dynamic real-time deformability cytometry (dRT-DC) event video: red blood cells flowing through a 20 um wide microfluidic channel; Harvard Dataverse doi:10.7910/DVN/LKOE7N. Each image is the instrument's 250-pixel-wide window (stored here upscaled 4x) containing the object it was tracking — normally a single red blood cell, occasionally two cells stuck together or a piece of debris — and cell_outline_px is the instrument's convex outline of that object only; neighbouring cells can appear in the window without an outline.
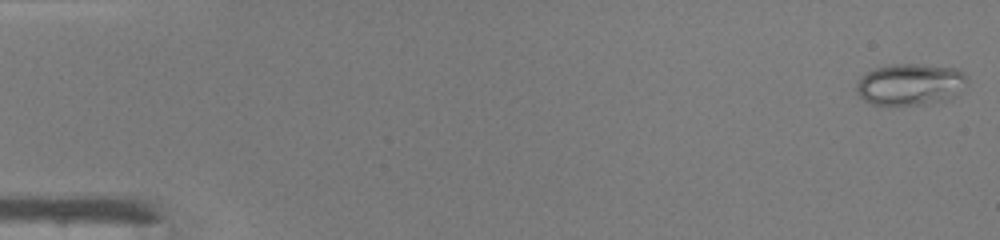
{"species": "common noctule bat (a hibernating species)", "species_latin": "Nyctalus noctula", "temperature_condition": "warm", "stored_images_in_passage": 47, "camera_frame_rate_fps": 3000, "um_per_image_px": 0.085, "animal": {"sex": "male", "body_mass_g": 19.0, "forearm_length_mm": 50.8}, "frame": {"image": 1, "passage_image": 1, "time_ms": 0.0, "image_size_px": [1000, 240], "cell_outline_px": [[968, 84], [952, 96], [944, 100], [924, 104], [896, 108], [872, 104], [864, 100], [856, 92], [856, 84], [868, 72], [876, 68], [888, 64], [916, 64], [956, 68], [964, 72], [968, 76]], "centroid_in_image_um": [77.37, 7.2], "position_along_channel_um": 7.6, "area_um2": 27.34}}
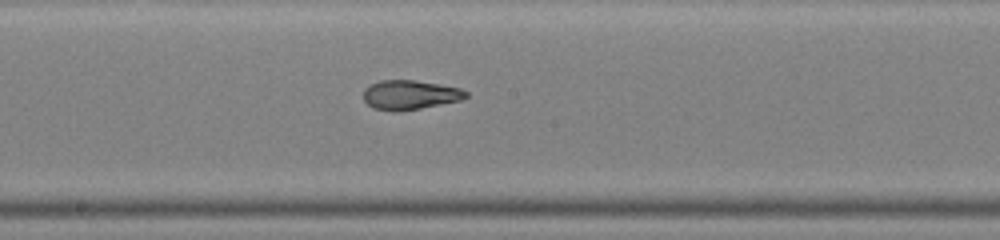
{"frame": {"image": 2, "passage_image": 26, "time_ms": 8.333, "image_size_px": [1000, 240], "cell_outline_px": [[468, 96], [460, 100], [420, 108], [392, 112], [372, 108], [364, 100], [364, 88], [380, 80], [416, 80], [440, 84], [460, 88], [468, 92]], "centroid_in_image_um": [34.83, 8.06], "position_along_channel_um": 213.4, "area_um2": 17.51}}
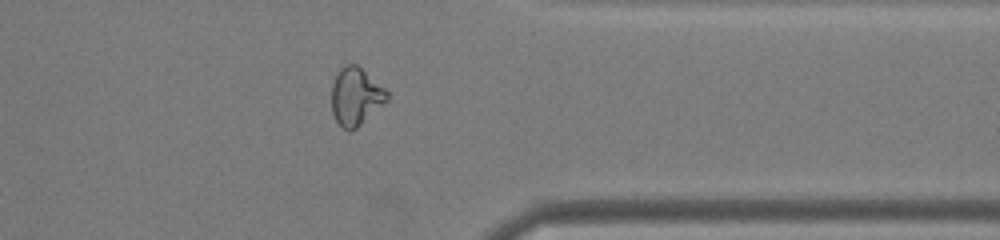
{"frame": {"image": 3, "passage_image": 38, "time_ms": 12.333, "image_size_px": [1000, 240], "cell_outline_px": [[388, 100], [356, 128], [348, 132], [336, 120], [332, 112], [332, 84], [336, 72], [344, 64], [356, 64], [384, 88], [388, 92]], "centroid_in_image_um": [30.21, 8.19], "position_along_channel_um": 381.2, "area_um2": 18.44}, "authors_computed_cell_mechanics": {"area_um2": 20.4612, "velocity_mm_per_s": 4.3454, "shape_relaxation_time_tau1_ms": null, "shape_relaxation_time_tau2_ms": 1.0249, "deformation_change_tau1": null, "deformation_change_tau2": 0.0558}}